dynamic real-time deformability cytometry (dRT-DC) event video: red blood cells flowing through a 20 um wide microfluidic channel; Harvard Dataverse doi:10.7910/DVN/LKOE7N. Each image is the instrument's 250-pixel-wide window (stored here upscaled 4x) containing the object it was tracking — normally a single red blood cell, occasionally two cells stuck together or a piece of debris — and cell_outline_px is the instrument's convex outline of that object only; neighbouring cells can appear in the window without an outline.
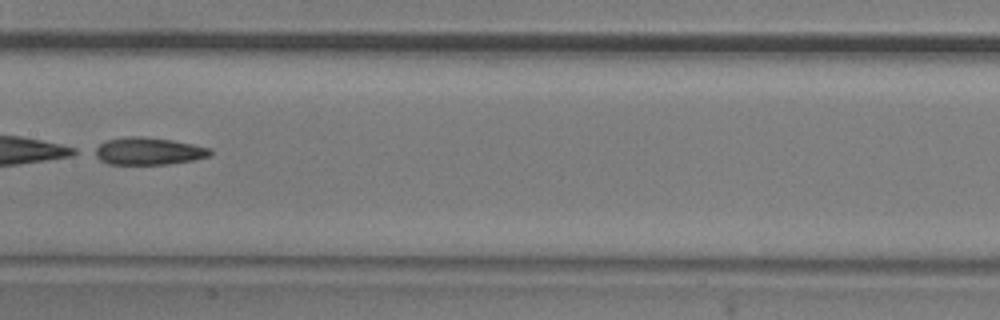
{"species": "common noctule bat (a hibernating species)", "species_latin": "Nyctalus noctula", "temperature_condition": "room temperature", "stored_images_in_passage": 10, "camera_frame_rate_fps": 3000, "um_per_image_px": 0.085, "animal": {"sex": "male", "body_mass_g": 20.5, "forearm_length_mm": 52.5}, "frame": {"image": 1, "passage_image": 7, "time_ms": 2.0, "image_size_px": [1000, 320], "cell_outline_px": [[212, 156], [196, 160], [168, 164], [108, 164], [100, 160], [88, 152], [92, 148], [108, 140], [124, 136], [144, 136], [172, 140], [212, 148]], "centroid_in_image_um": [12.58, 12.85], "position_along_channel_um": 194.8, "area_um2": 18.9}}
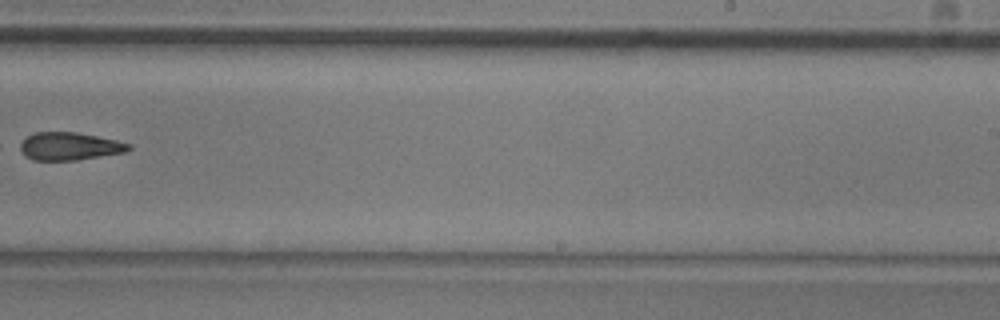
{"frame": {"image": 2, "passage_image": 9, "time_ms": 2.667, "image_size_px": [1000, 320], "cell_outline_px": [[132, 148], [124, 152], [76, 160], [32, 160], [16, 148], [16, 144], [28, 136], [36, 132], [76, 132], [116, 140], [132, 144]], "centroid_in_image_um": [5.85, 12.43], "position_along_channel_um": 283.2, "area_um2": 17.69}}
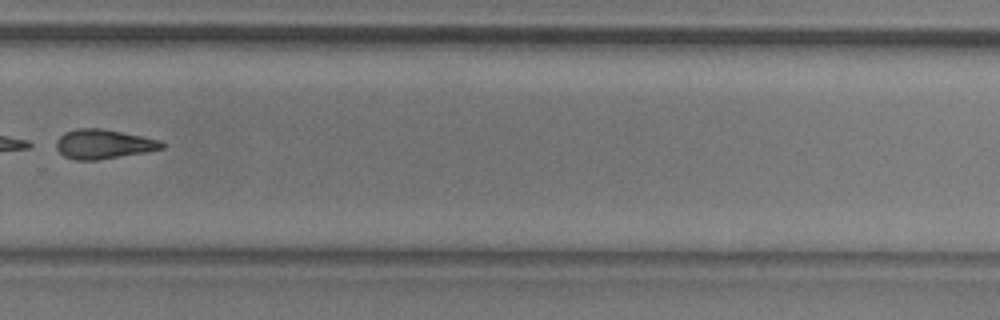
{"frame": {"image": 3, "passage_image": 10, "time_ms": 3.0, "image_size_px": [1000, 320], "cell_outline_px": [[164, 148], [144, 152], [96, 160], [76, 160], [64, 156], [56, 148], [56, 140], [64, 132], [76, 128], [104, 128], [160, 140], [164, 144]], "centroid_in_image_um": [8.76, 12.23], "position_along_channel_um": 321.0, "area_um2": 18.03}}